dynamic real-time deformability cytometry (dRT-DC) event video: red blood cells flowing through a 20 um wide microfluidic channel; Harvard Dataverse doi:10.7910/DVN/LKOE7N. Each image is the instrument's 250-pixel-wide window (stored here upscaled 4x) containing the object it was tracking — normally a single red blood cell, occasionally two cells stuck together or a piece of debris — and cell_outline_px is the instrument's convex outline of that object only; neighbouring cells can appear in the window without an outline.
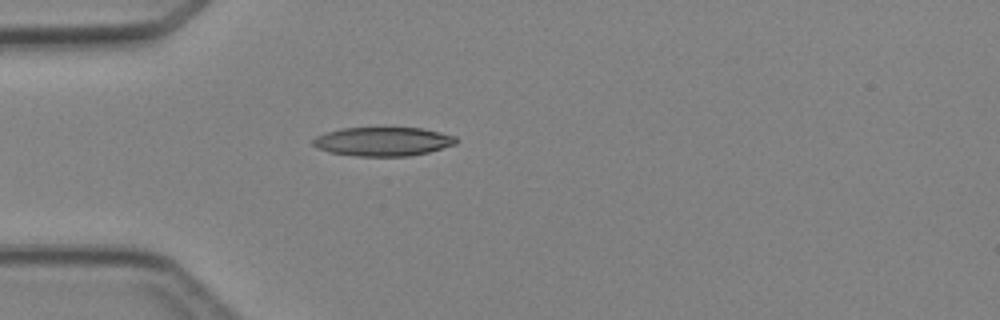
{"species": "Egyptian fruit bat (a non-hibernating species)", "species_latin": "Rousettus aegyptiacus", "temperature_condition": "cold", "stored_images_in_passage": 1, "camera_frame_rate_fps": 3000, "um_per_image_px": 0.085, "animal": {"sex": "female"}, "frame": {"image": 1, "passage_image": 1, "time_ms": 0.0, "image_size_px": [1000, 320], "cell_outline_px": [[456, 144], [428, 152], [408, 156], [356, 156], [332, 152], [316, 148], [312, 144], [312, 140], [316, 136], [328, 132], [344, 128], [420, 128], [440, 132], [456, 136]], "centroid_in_image_um": [32.55, 12.03], "position_along_channel_um": 52.5, "area_um2": 23.87}}